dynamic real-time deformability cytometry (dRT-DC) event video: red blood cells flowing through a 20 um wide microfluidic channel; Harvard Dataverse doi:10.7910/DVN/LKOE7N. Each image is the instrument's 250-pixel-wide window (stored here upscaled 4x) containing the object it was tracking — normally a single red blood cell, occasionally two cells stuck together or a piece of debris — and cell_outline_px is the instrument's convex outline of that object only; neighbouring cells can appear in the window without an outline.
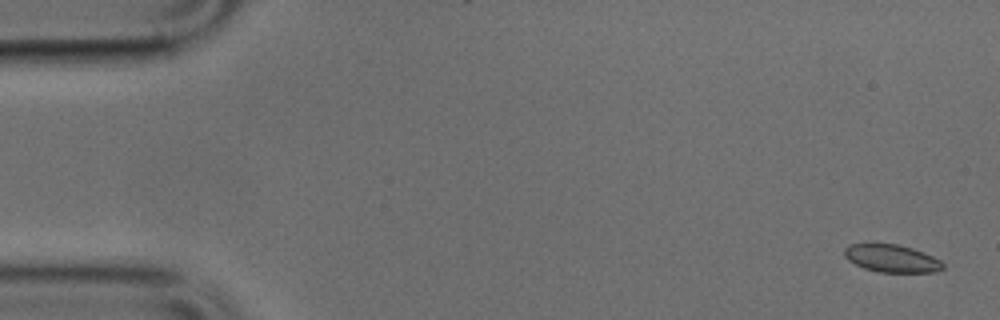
{"species": "common noctule bat (a hibernating species)", "species_latin": "Nyctalus noctula", "temperature_condition": "cold", "stored_images_in_passage": 50, "camera_frame_rate_fps": 3000, "um_per_image_px": 0.085, "animal": {"sex": "male", "body_mass_g": 17.9, "forearm_length_mm": 54.2}, "frame": {"image": 1, "passage_image": 2, "time_ms": 0.333, "image_size_px": [1000, 320], "cell_outline_px": [[944, 268], [936, 272], [880, 272], [864, 268], [848, 260], [844, 256], [844, 248], [848, 244], [896, 244], [912, 248], [924, 252], [940, 260], [944, 264]], "centroid_in_image_um": [75.8, 21.97], "position_along_channel_um": 9.2, "area_um2": 15.84}}
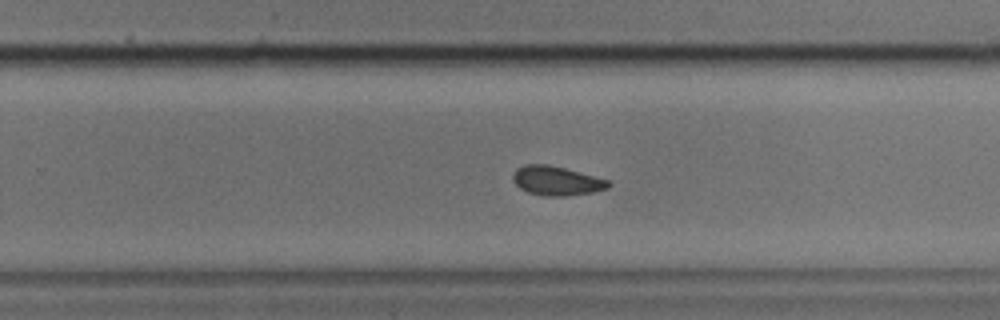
{"frame": {"image": 2, "passage_image": 32, "time_ms": 10.333, "image_size_px": [1000, 320], "cell_outline_px": [[612, 184], [608, 188], [592, 192], [568, 196], [548, 196], [528, 192], [520, 188], [512, 180], [512, 176], [516, 168], [524, 164], [548, 164], [564, 168], [608, 180]], "centroid_in_image_um": [47.28, 15.36], "position_along_channel_um": 282.5, "area_um2": 16.18}}
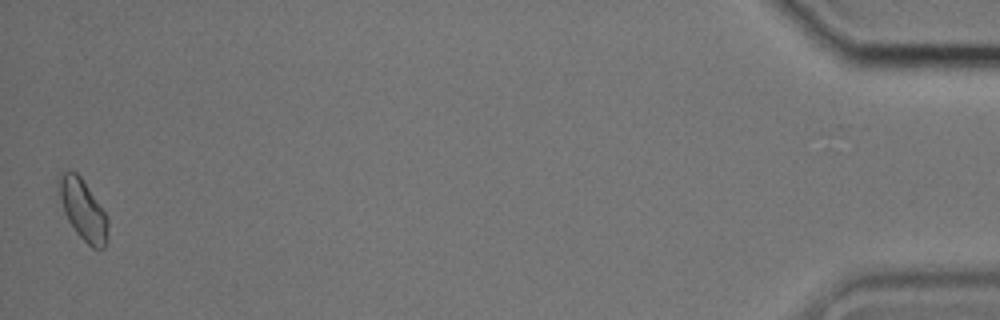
{"frame": {"image": 3, "passage_image": 50, "time_ms": 16.333, "image_size_px": [1000, 320], "cell_outline_px": [[108, 240], [104, 248], [92, 248], [76, 232], [68, 220], [64, 212], [60, 196], [56, 176], [64, 172], [76, 172], [80, 176], [104, 212], [108, 220]], "centroid_in_image_um": [7.05, 17.85], "position_along_channel_um": 428.1, "area_um2": 16.99}}